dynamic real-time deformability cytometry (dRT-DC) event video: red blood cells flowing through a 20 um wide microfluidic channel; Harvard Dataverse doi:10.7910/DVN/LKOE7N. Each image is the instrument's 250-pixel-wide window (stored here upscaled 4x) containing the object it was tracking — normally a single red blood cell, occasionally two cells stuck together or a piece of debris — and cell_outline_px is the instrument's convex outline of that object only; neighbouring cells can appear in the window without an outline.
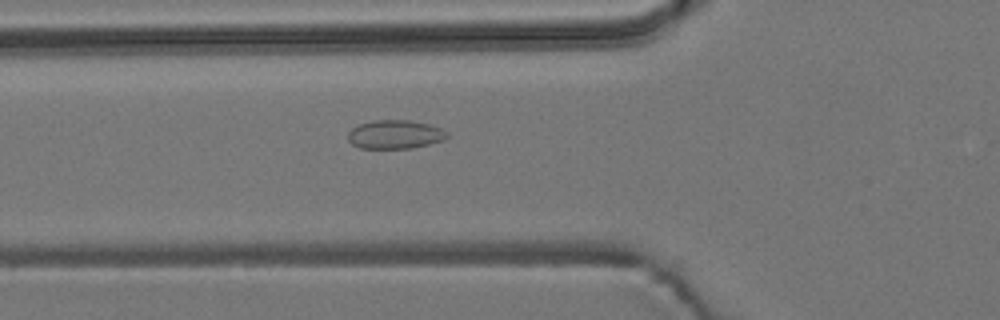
{"species": "common noctule bat (a hibernating species)", "species_latin": "Nyctalus noctula", "temperature_condition": "room temperature", "stored_images_in_passage": 34, "camera_frame_rate_fps": 3000, "um_per_image_px": 0.085, "animal": {"sex": "male", "body_mass_g": 19.2, "forearm_length_mm": 51.8}, "frame": {"image": 1, "passage_image": 2, "time_ms": 0.333, "image_size_px": [1000, 320], "cell_outline_px": [[448, 136], [444, 140], [412, 148], [360, 148], [352, 144], [348, 140], [348, 132], [352, 128], [360, 124], [372, 120], [408, 120], [428, 124], [444, 128], [448, 132]], "centroid_in_image_um": [33.59, 11.42], "position_along_channel_um": 92.2, "area_um2": 16.65}}
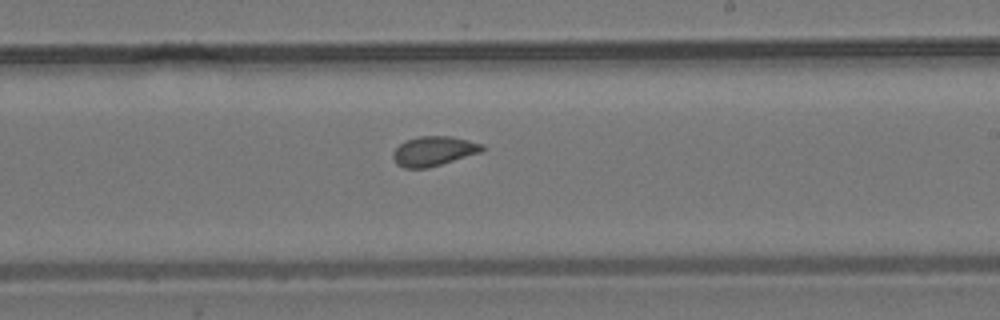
{"frame": {"image": 2, "passage_image": 15, "time_ms": 4.667, "image_size_px": [1000, 320], "cell_outline_px": [[484, 148], [480, 152], [428, 168], [404, 168], [396, 164], [392, 156], [392, 152], [404, 140], [416, 136], [452, 136], [484, 144]], "centroid_in_image_um": [36.82, 12.83], "position_along_channel_um": 252.2, "area_um2": 15.43}}
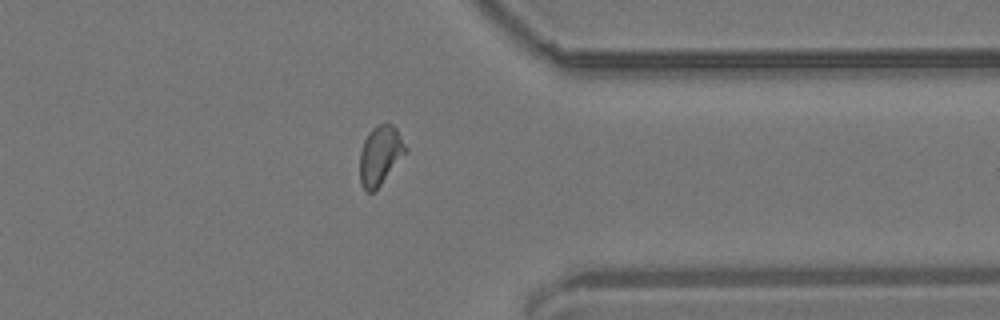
{"frame": {"image": 3, "passage_image": 26, "time_ms": 8.333, "image_size_px": [1000, 320], "cell_outline_px": [[408, 152], [380, 184], [372, 192], [368, 192], [364, 188], [360, 180], [360, 152], [364, 140], [372, 128], [388, 120], [396, 128], [408, 148]], "centroid_in_image_um": [32.35, 13.15], "position_along_channel_um": 379.1, "area_um2": 15.78}}